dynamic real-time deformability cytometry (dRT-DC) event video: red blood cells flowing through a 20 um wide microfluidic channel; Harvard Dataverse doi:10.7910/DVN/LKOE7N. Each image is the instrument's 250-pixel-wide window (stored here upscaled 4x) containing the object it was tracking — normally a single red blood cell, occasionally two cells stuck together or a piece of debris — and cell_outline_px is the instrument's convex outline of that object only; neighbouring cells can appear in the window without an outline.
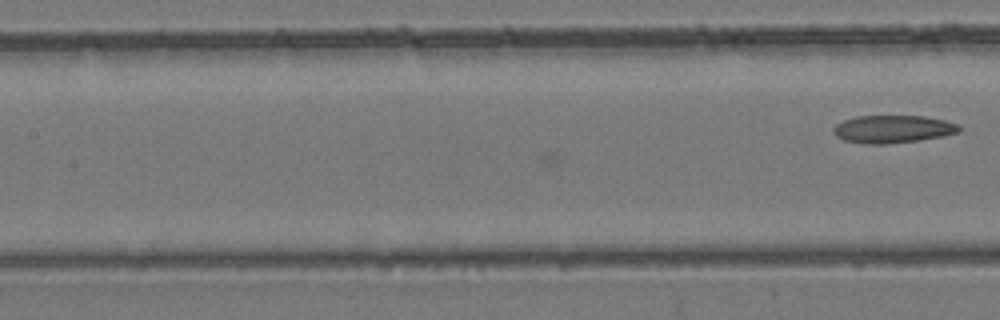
{"species": "common noctule bat (a hibernating species)", "species_latin": "Nyctalus noctula", "temperature_condition": "room temperature", "stored_images_in_passage": 5, "camera_frame_rate_fps": 3000, "um_per_image_px": 0.085, "animal": {"sex": "female", "body_mass_g": 24.6, "forearm_length_mm": 56.2}, "frame": {"image": 1, "passage_image": 5, "time_ms": 1.333, "image_size_px": [1000, 320], "cell_outline_px": [[964, 128], [960, 132], [944, 136], [920, 140], [888, 144], [864, 144], [844, 140], [836, 136], [832, 132], [832, 128], [836, 124], [844, 120], [856, 116], [924, 116], [944, 120], [956, 124]], "centroid_in_image_um": [75.89, 10.98], "position_along_channel_um": 131.5, "area_um2": 20.52}}